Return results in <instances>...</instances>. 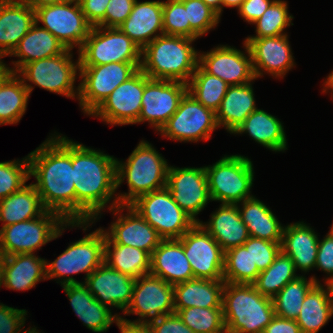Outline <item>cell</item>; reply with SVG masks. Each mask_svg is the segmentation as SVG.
I'll list each match as a JSON object with an SVG mask.
<instances>
[{"mask_svg":"<svg viewBox=\"0 0 333 333\" xmlns=\"http://www.w3.org/2000/svg\"><path fill=\"white\" fill-rule=\"evenodd\" d=\"M178 240L183 245L194 278L223 280L225 252L199 223Z\"/></svg>","mask_w":333,"mask_h":333,"instance_id":"2e32d148","label":"cell"},{"mask_svg":"<svg viewBox=\"0 0 333 333\" xmlns=\"http://www.w3.org/2000/svg\"><path fill=\"white\" fill-rule=\"evenodd\" d=\"M326 88H330L333 91V71L329 74L327 81H325ZM333 97V96H332Z\"/></svg>","mask_w":333,"mask_h":333,"instance_id":"e7e4bbea","label":"cell"},{"mask_svg":"<svg viewBox=\"0 0 333 333\" xmlns=\"http://www.w3.org/2000/svg\"><path fill=\"white\" fill-rule=\"evenodd\" d=\"M207 6L214 10L219 16L221 15V0H202Z\"/></svg>","mask_w":333,"mask_h":333,"instance_id":"6125c7cd","label":"cell"},{"mask_svg":"<svg viewBox=\"0 0 333 333\" xmlns=\"http://www.w3.org/2000/svg\"><path fill=\"white\" fill-rule=\"evenodd\" d=\"M229 84L207 73L199 64L188 83V92L205 107L215 113L219 109Z\"/></svg>","mask_w":333,"mask_h":333,"instance_id":"60d3db41","label":"cell"},{"mask_svg":"<svg viewBox=\"0 0 333 333\" xmlns=\"http://www.w3.org/2000/svg\"><path fill=\"white\" fill-rule=\"evenodd\" d=\"M295 272L292 259L280 251L274 262L259 273L253 285L262 295L273 298L287 283L298 277Z\"/></svg>","mask_w":333,"mask_h":333,"instance_id":"b9f144b4","label":"cell"},{"mask_svg":"<svg viewBox=\"0 0 333 333\" xmlns=\"http://www.w3.org/2000/svg\"><path fill=\"white\" fill-rule=\"evenodd\" d=\"M216 113L198 102L189 92L178 109L159 131L163 136L179 141L208 140L217 128Z\"/></svg>","mask_w":333,"mask_h":333,"instance_id":"7c38bea8","label":"cell"},{"mask_svg":"<svg viewBox=\"0 0 333 333\" xmlns=\"http://www.w3.org/2000/svg\"><path fill=\"white\" fill-rule=\"evenodd\" d=\"M243 245L250 250L253 265H256L260 272L266 270L281 251V242H272L252 236H249Z\"/></svg>","mask_w":333,"mask_h":333,"instance_id":"681fc988","label":"cell"},{"mask_svg":"<svg viewBox=\"0 0 333 333\" xmlns=\"http://www.w3.org/2000/svg\"><path fill=\"white\" fill-rule=\"evenodd\" d=\"M135 281L103 262L85 279L84 284L102 305H111L125 312L132 299Z\"/></svg>","mask_w":333,"mask_h":333,"instance_id":"44dd1931","label":"cell"},{"mask_svg":"<svg viewBox=\"0 0 333 333\" xmlns=\"http://www.w3.org/2000/svg\"><path fill=\"white\" fill-rule=\"evenodd\" d=\"M3 56L0 55V87L6 81V79L13 73L12 69H9L5 66V63L1 62V58Z\"/></svg>","mask_w":333,"mask_h":333,"instance_id":"94428289","label":"cell"},{"mask_svg":"<svg viewBox=\"0 0 333 333\" xmlns=\"http://www.w3.org/2000/svg\"><path fill=\"white\" fill-rule=\"evenodd\" d=\"M149 274L162 278L173 286L194 279L183 245L178 239L162 240L154 249Z\"/></svg>","mask_w":333,"mask_h":333,"instance_id":"cb8c5ba5","label":"cell"},{"mask_svg":"<svg viewBox=\"0 0 333 333\" xmlns=\"http://www.w3.org/2000/svg\"><path fill=\"white\" fill-rule=\"evenodd\" d=\"M248 57L230 46H219L199 56V65L209 74L221 78L229 85L247 84L256 79L249 48Z\"/></svg>","mask_w":333,"mask_h":333,"instance_id":"ffe728a7","label":"cell"},{"mask_svg":"<svg viewBox=\"0 0 333 333\" xmlns=\"http://www.w3.org/2000/svg\"><path fill=\"white\" fill-rule=\"evenodd\" d=\"M328 284H329V286H330L331 295H332V301H333V280L330 281Z\"/></svg>","mask_w":333,"mask_h":333,"instance_id":"003e7915","label":"cell"},{"mask_svg":"<svg viewBox=\"0 0 333 333\" xmlns=\"http://www.w3.org/2000/svg\"><path fill=\"white\" fill-rule=\"evenodd\" d=\"M318 243L314 230L297 222L284 227L281 251L292 259L296 270L307 272L315 267Z\"/></svg>","mask_w":333,"mask_h":333,"instance_id":"f546056e","label":"cell"},{"mask_svg":"<svg viewBox=\"0 0 333 333\" xmlns=\"http://www.w3.org/2000/svg\"><path fill=\"white\" fill-rule=\"evenodd\" d=\"M260 271L253 265L250 250L244 245L225 252L223 280L233 284H253Z\"/></svg>","mask_w":333,"mask_h":333,"instance_id":"7bdbcfd3","label":"cell"},{"mask_svg":"<svg viewBox=\"0 0 333 333\" xmlns=\"http://www.w3.org/2000/svg\"><path fill=\"white\" fill-rule=\"evenodd\" d=\"M315 267L330 274L331 277L326 283L333 280V233L331 231L318 243Z\"/></svg>","mask_w":333,"mask_h":333,"instance_id":"db71d44e","label":"cell"},{"mask_svg":"<svg viewBox=\"0 0 333 333\" xmlns=\"http://www.w3.org/2000/svg\"><path fill=\"white\" fill-rule=\"evenodd\" d=\"M224 280L194 278L173 286L175 313L184 308H222Z\"/></svg>","mask_w":333,"mask_h":333,"instance_id":"4dcf8cb0","label":"cell"},{"mask_svg":"<svg viewBox=\"0 0 333 333\" xmlns=\"http://www.w3.org/2000/svg\"><path fill=\"white\" fill-rule=\"evenodd\" d=\"M146 324L153 333H195L182 322L175 312L149 320Z\"/></svg>","mask_w":333,"mask_h":333,"instance_id":"816d5d0a","label":"cell"},{"mask_svg":"<svg viewBox=\"0 0 333 333\" xmlns=\"http://www.w3.org/2000/svg\"><path fill=\"white\" fill-rule=\"evenodd\" d=\"M142 50L156 37L163 34V2L135 1L129 17L118 27ZM160 31L161 34H155ZM154 37L151 38V36Z\"/></svg>","mask_w":333,"mask_h":333,"instance_id":"4316f807","label":"cell"},{"mask_svg":"<svg viewBox=\"0 0 333 333\" xmlns=\"http://www.w3.org/2000/svg\"><path fill=\"white\" fill-rule=\"evenodd\" d=\"M316 283L320 282L317 281L315 277H311V279L307 281L304 276H298L296 279L287 283L272 298L275 316L296 320L300 314L305 296Z\"/></svg>","mask_w":333,"mask_h":333,"instance_id":"ab89813d","label":"cell"},{"mask_svg":"<svg viewBox=\"0 0 333 333\" xmlns=\"http://www.w3.org/2000/svg\"><path fill=\"white\" fill-rule=\"evenodd\" d=\"M176 313L195 333H226L222 308L190 307Z\"/></svg>","mask_w":333,"mask_h":333,"instance_id":"ee69618b","label":"cell"},{"mask_svg":"<svg viewBox=\"0 0 333 333\" xmlns=\"http://www.w3.org/2000/svg\"><path fill=\"white\" fill-rule=\"evenodd\" d=\"M287 3L275 0L262 16L254 22L256 24V36L247 39H260L263 37H275L285 35L282 31L290 26L292 16L288 13Z\"/></svg>","mask_w":333,"mask_h":333,"instance_id":"f6af8a7d","label":"cell"},{"mask_svg":"<svg viewBox=\"0 0 333 333\" xmlns=\"http://www.w3.org/2000/svg\"><path fill=\"white\" fill-rule=\"evenodd\" d=\"M194 40L182 36L156 37L142 49L140 69L150 79L188 84L199 63V54L190 45Z\"/></svg>","mask_w":333,"mask_h":333,"instance_id":"277c9868","label":"cell"},{"mask_svg":"<svg viewBox=\"0 0 333 333\" xmlns=\"http://www.w3.org/2000/svg\"><path fill=\"white\" fill-rule=\"evenodd\" d=\"M142 50L118 27L93 26L79 49L80 66L141 63Z\"/></svg>","mask_w":333,"mask_h":333,"instance_id":"ba28073f","label":"cell"},{"mask_svg":"<svg viewBox=\"0 0 333 333\" xmlns=\"http://www.w3.org/2000/svg\"><path fill=\"white\" fill-rule=\"evenodd\" d=\"M136 0H109L105 17L96 25L119 27L128 17Z\"/></svg>","mask_w":333,"mask_h":333,"instance_id":"f907efd6","label":"cell"},{"mask_svg":"<svg viewBox=\"0 0 333 333\" xmlns=\"http://www.w3.org/2000/svg\"><path fill=\"white\" fill-rule=\"evenodd\" d=\"M35 23V10L22 0H0V55L12 53Z\"/></svg>","mask_w":333,"mask_h":333,"instance_id":"d4e9b609","label":"cell"},{"mask_svg":"<svg viewBox=\"0 0 333 333\" xmlns=\"http://www.w3.org/2000/svg\"><path fill=\"white\" fill-rule=\"evenodd\" d=\"M116 160L72 141L76 222L96 219L114 195L117 189Z\"/></svg>","mask_w":333,"mask_h":333,"instance_id":"7a4b0ae2","label":"cell"},{"mask_svg":"<svg viewBox=\"0 0 333 333\" xmlns=\"http://www.w3.org/2000/svg\"><path fill=\"white\" fill-rule=\"evenodd\" d=\"M87 224L89 223L66 222L58 213L46 210L37 218L2 227L0 229V256L33 254L36 249L60 236L64 229L63 225L65 227L67 225L84 227Z\"/></svg>","mask_w":333,"mask_h":333,"instance_id":"8992f818","label":"cell"},{"mask_svg":"<svg viewBox=\"0 0 333 333\" xmlns=\"http://www.w3.org/2000/svg\"><path fill=\"white\" fill-rule=\"evenodd\" d=\"M169 166L167 161L152 147L141 141L125 163L116 160L117 188L127 179L129 193L118 196L110 210L119 213V209L130 205L139 196L166 187Z\"/></svg>","mask_w":333,"mask_h":333,"instance_id":"3957f363","label":"cell"},{"mask_svg":"<svg viewBox=\"0 0 333 333\" xmlns=\"http://www.w3.org/2000/svg\"><path fill=\"white\" fill-rule=\"evenodd\" d=\"M29 178L28 156L21 162H0V200L19 191Z\"/></svg>","mask_w":333,"mask_h":333,"instance_id":"7dc6e473","label":"cell"},{"mask_svg":"<svg viewBox=\"0 0 333 333\" xmlns=\"http://www.w3.org/2000/svg\"><path fill=\"white\" fill-rule=\"evenodd\" d=\"M128 214L120 216L111 224V232L105 234L115 243L129 245L146 251L150 256L163 240L157 231L146 222L130 205H126ZM110 232V233H109Z\"/></svg>","mask_w":333,"mask_h":333,"instance_id":"484cf974","label":"cell"},{"mask_svg":"<svg viewBox=\"0 0 333 333\" xmlns=\"http://www.w3.org/2000/svg\"><path fill=\"white\" fill-rule=\"evenodd\" d=\"M239 208L242 221L247 226L249 236L281 242L284 227L281 226L272 211L255 197L242 201Z\"/></svg>","mask_w":333,"mask_h":333,"instance_id":"d590c367","label":"cell"},{"mask_svg":"<svg viewBox=\"0 0 333 333\" xmlns=\"http://www.w3.org/2000/svg\"><path fill=\"white\" fill-rule=\"evenodd\" d=\"M35 22H42L44 29L53 34L67 49L71 50L77 45L78 49L82 47L93 27L86 20L78 0H70L36 9Z\"/></svg>","mask_w":333,"mask_h":333,"instance_id":"8fae6325","label":"cell"},{"mask_svg":"<svg viewBox=\"0 0 333 333\" xmlns=\"http://www.w3.org/2000/svg\"><path fill=\"white\" fill-rule=\"evenodd\" d=\"M287 38L285 34L245 40L251 54L256 78L262 76L264 70L271 75L281 77L294 66ZM261 69H263L262 72Z\"/></svg>","mask_w":333,"mask_h":333,"instance_id":"603a6c76","label":"cell"},{"mask_svg":"<svg viewBox=\"0 0 333 333\" xmlns=\"http://www.w3.org/2000/svg\"><path fill=\"white\" fill-rule=\"evenodd\" d=\"M46 211L33 184L24 185L19 191L0 200V221L3 227L34 219Z\"/></svg>","mask_w":333,"mask_h":333,"instance_id":"8d00e7d4","label":"cell"},{"mask_svg":"<svg viewBox=\"0 0 333 333\" xmlns=\"http://www.w3.org/2000/svg\"><path fill=\"white\" fill-rule=\"evenodd\" d=\"M70 51L67 49L60 55L29 62L18 71V76L22 74L23 80L27 79L40 88L73 98L76 94L74 81L80 64L79 58L77 64L73 63Z\"/></svg>","mask_w":333,"mask_h":333,"instance_id":"4fadbf2b","label":"cell"},{"mask_svg":"<svg viewBox=\"0 0 333 333\" xmlns=\"http://www.w3.org/2000/svg\"><path fill=\"white\" fill-rule=\"evenodd\" d=\"M0 287H1V270H0Z\"/></svg>","mask_w":333,"mask_h":333,"instance_id":"a7ac6f4b","label":"cell"},{"mask_svg":"<svg viewBox=\"0 0 333 333\" xmlns=\"http://www.w3.org/2000/svg\"><path fill=\"white\" fill-rule=\"evenodd\" d=\"M190 28L200 37L219 23L220 16L202 0H181Z\"/></svg>","mask_w":333,"mask_h":333,"instance_id":"c3c4849f","label":"cell"},{"mask_svg":"<svg viewBox=\"0 0 333 333\" xmlns=\"http://www.w3.org/2000/svg\"><path fill=\"white\" fill-rule=\"evenodd\" d=\"M105 232L99 228L72 243L53 262H46V277L86 272V278L104 262Z\"/></svg>","mask_w":333,"mask_h":333,"instance_id":"9a60e30c","label":"cell"},{"mask_svg":"<svg viewBox=\"0 0 333 333\" xmlns=\"http://www.w3.org/2000/svg\"><path fill=\"white\" fill-rule=\"evenodd\" d=\"M333 315V301L330 286L324 290L316 283L305 296L296 323L302 333H317Z\"/></svg>","mask_w":333,"mask_h":333,"instance_id":"e575fe53","label":"cell"},{"mask_svg":"<svg viewBox=\"0 0 333 333\" xmlns=\"http://www.w3.org/2000/svg\"><path fill=\"white\" fill-rule=\"evenodd\" d=\"M22 1L26 2L34 10H36V9L41 8L43 6L65 3V2H68L70 0H22Z\"/></svg>","mask_w":333,"mask_h":333,"instance_id":"91938a15","label":"cell"},{"mask_svg":"<svg viewBox=\"0 0 333 333\" xmlns=\"http://www.w3.org/2000/svg\"><path fill=\"white\" fill-rule=\"evenodd\" d=\"M243 132L249 133L252 139L272 151L287 149L282 123L264 110H254L233 133L242 134Z\"/></svg>","mask_w":333,"mask_h":333,"instance_id":"836d02e7","label":"cell"},{"mask_svg":"<svg viewBox=\"0 0 333 333\" xmlns=\"http://www.w3.org/2000/svg\"><path fill=\"white\" fill-rule=\"evenodd\" d=\"M144 87L145 73L139 68L118 85L91 115H96L112 125L136 123L141 111Z\"/></svg>","mask_w":333,"mask_h":333,"instance_id":"ac0fdd59","label":"cell"},{"mask_svg":"<svg viewBox=\"0 0 333 333\" xmlns=\"http://www.w3.org/2000/svg\"><path fill=\"white\" fill-rule=\"evenodd\" d=\"M86 20L96 26L104 17L109 0H78Z\"/></svg>","mask_w":333,"mask_h":333,"instance_id":"11a10c76","label":"cell"},{"mask_svg":"<svg viewBox=\"0 0 333 333\" xmlns=\"http://www.w3.org/2000/svg\"><path fill=\"white\" fill-rule=\"evenodd\" d=\"M243 1L244 0H221V11H223V6L237 7L239 9Z\"/></svg>","mask_w":333,"mask_h":333,"instance_id":"be15d7a7","label":"cell"},{"mask_svg":"<svg viewBox=\"0 0 333 333\" xmlns=\"http://www.w3.org/2000/svg\"><path fill=\"white\" fill-rule=\"evenodd\" d=\"M26 310L0 304V333H20L24 326Z\"/></svg>","mask_w":333,"mask_h":333,"instance_id":"f5cc1de1","label":"cell"},{"mask_svg":"<svg viewBox=\"0 0 333 333\" xmlns=\"http://www.w3.org/2000/svg\"><path fill=\"white\" fill-rule=\"evenodd\" d=\"M16 74L18 73L13 72L0 87V125L20 121L33 90L31 85Z\"/></svg>","mask_w":333,"mask_h":333,"instance_id":"f35d334b","label":"cell"},{"mask_svg":"<svg viewBox=\"0 0 333 333\" xmlns=\"http://www.w3.org/2000/svg\"><path fill=\"white\" fill-rule=\"evenodd\" d=\"M222 311L226 333H263L275 316L272 298L253 284L225 282Z\"/></svg>","mask_w":333,"mask_h":333,"instance_id":"5b68a950","label":"cell"},{"mask_svg":"<svg viewBox=\"0 0 333 333\" xmlns=\"http://www.w3.org/2000/svg\"><path fill=\"white\" fill-rule=\"evenodd\" d=\"M263 333H302L295 320L274 316Z\"/></svg>","mask_w":333,"mask_h":333,"instance_id":"6f0895ef","label":"cell"},{"mask_svg":"<svg viewBox=\"0 0 333 333\" xmlns=\"http://www.w3.org/2000/svg\"><path fill=\"white\" fill-rule=\"evenodd\" d=\"M46 260L33 254L0 256L1 285L12 290H29L46 277Z\"/></svg>","mask_w":333,"mask_h":333,"instance_id":"83f0119b","label":"cell"},{"mask_svg":"<svg viewBox=\"0 0 333 333\" xmlns=\"http://www.w3.org/2000/svg\"><path fill=\"white\" fill-rule=\"evenodd\" d=\"M33 24L27 34L20 40L10 56L14 55L21 59L15 61L13 72L17 73L25 64L60 55L67 48L48 30Z\"/></svg>","mask_w":333,"mask_h":333,"instance_id":"1f68e13d","label":"cell"},{"mask_svg":"<svg viewBox=\"0 0 333 333\" xmlns=\"http://www.w3.org/2000/svg\"><path fill=\"white\" fill-rule=\"evenodd\" d=\"M29 176L47 211L66 222H76V191L73 181L72 141L54 136L28 155Z\"/></svg>","mask_w":333,"mask_h":333,"instance_id":"6da1fadb","label":"cell"},{"mask_svg":"<svg viewBox=\"0 0 333 333\" xmlns=\"http://www.w3.org/2000/svg\"><path fill=\"white\" fill-rule=\"evenodd\" d=\"M23 333H38V331H36V328H32L29 330H25Z\"/></svg>","mask_w":333,"mask_h":333,"instance_id":"03108f58","label":"cell"},{"mask_svg":"<svg viewBox=\"0 0 333 333\" xmlns=\"http://www.w3.org/2000/svg\"><path fill=\"white\" fill-rule=\"evenodd\" d=\"M117 326L121 333H153L147 324H130L120 321Z\"/></svg>","mask_w":333,"mask_h":333,"instance_id":"680465c9","label":"cell"},{"mask_svg":"<svg viewBox=\"0 0 333 333\" xmlns=\"http://www.w3.org/2000/svg\"><path fill=\"white\" fill-rule=\"evenodd\" d=\"M64 278L60 283L73 311L88 329L97 333L104 332L114 321L116 324L120 322V316L112 315L110 308L97 301L86 285L73 277L65 276Z\"/></svg>","mask_w":333,"mask_h":333,"instance_id":"7402d4cb","label":"cell"},{"mask_svg":"<svg viewBox=\"0 0 333 333\" xmlns=\"http://www.w3.org/2000/svg\"><path fill=\"white\" fill-rule=\"evenodd\" d=\"M141 63H108L98 66H80L83 79L77 88L80 107L91 115L113 92V90L130 78Z\"/></svg>","mask_w":333,"mask_h":333,"instance_id":"30bf717a","label":"cell"},{"mask_svg":"<svg viewBox=\"0 0 333 333\" xmlns=\"http://www.w3.org/2000/svg\"><path fill=\"white\" fill-rule=\"evenodd\" d=\"M198 223L217 241L224 252L243 245L249 238L237 204H221L211 215L207 225L201 221Z\"/></svg>","mask_w":333,"mask_h":333,"instance_id":"f1b7e54d","label":"cell"},{"mask_svg":"<svg viewBox=\"0 0 333 333\" xmlns=\"http://www.w3.org/2000/svg\"><path fill=\"white\" fill-rule=\"evenodd\" d=\"M166 188L180 208L198 223L199 220L195 216L211 200L205 167L169 166Z\"/></svg>","mask_w":333,"mask_h":333,"instance_id":"d6986e66","label":"cell"},{"mask_svg":"<svg viewBox=\"0 0 333 333\" xmlns=\"http://www.w3.org/2000/svg\"><path fill=\"white\" fill-rule=\"evenodd\" d=\"M141 280V281H140ZM174 289L162 278L151 274L140 276L136 279L130 305L125 314H136L143 319L129 321L120 317V321L130 324H146V317L150 320L174 313ZM145 319V320H144Z\"/></svg>","mask_w":333,"mask_h":333,"instance_id":"5bb4252c","label":"cell"},{"mask_svg":"<svg viewBox=\"0 0 333 333\" xmlns=\"http://www.w3.org/2000/svg\"><path fill=\"white\" fill-rule=\"evenodd\" d=\"M274 1L275 0H244L238 11L247 22L254 23Z\"/></svg>","mask_w":333,"mask_h":333,"instance_id":"9f6ffc18","label":"cell"},{"mask_svg":"<svg viewBox=\"0 0 333 333\" xmlns=\"http://www.w3.org/2000/svg\"><path fill=\"white\" fill-rule=\"evenodd\" d=\"M130 206L163 240L180 239L196 223L173 200L166 187L139 196Z\"/></svg>","mask_w":333,"mask_h":333,"instance_id":"9c48e42d","label":"cell"},{"mask_svg":"<svg viewBox=\"0 0 333 333\" xmlns=\"http://www.w3.org/2000/svg\"><path fill=\"white\" fill-rule=\"evenodd\" d=\"M150 259L151 256L146 251L129 245L115 244L105 234L104 262L114 270L137 279L149 274Z\"/></svg>","mask_w":333,"mask_h":333,"instance_id":"74e56055","label":"cell"},{"mask_svg":"<svg viewBox=\"0 0 333 333\" xmlns=\"http://www.w3.org/2000/svg\"><path fill=\"white\" fill-rule=\"evenodd\" d=\"M250 83L229 85L221 105L216 111L218 127L223 125L227 131L233 133L257 109Z\"/></svg>","mask_w":333,"mask_h":333,"instance_id":"d6a6232c","label":"cell"},{"mask_svg":"<svg viewBox=\"0 0 333 333\" xmlns=\"http://www.w3.org/2000/svg\"><path fill=\"white\" fill-rule=\"evenodd\" d=\"M188 92V84L179 81L150 79L145 74L141 111L136 123L150 122L158 131L178 109Z\"/></svg>","mask_w":333,"mask_h":333,"instance_id":"e0dca14e","label":"cell"},{"mask_svg":"<svg viewBox=\"0 0 333 333\" xmlns=\"http://www.w3.org/2000/svg\"><path fill=\"white\" fill-rule=\"evenodd\" d=\"M163 34L197 39L199 36L190 28L187 10L181 0L163 2Z\"/></svg>","mask_w":333,"mask_h":333,"instance_id":"bcb514c9","label":"cell"},{"mask_svg":"<svg viewBox=\"0 0 333 333\" xmlns=\"http://www.w3.org/2000/svg\"><path fill=\"white\" fill-rule=\"evenodd\" d=\"M212 201L237 204L250 195L253 184V164L241 155L224 156L213 166H205Z\"/></svg>","mask_w":333,"mask_h":333,"instance_id":"52a82bcc","label":"cell"}]
</instances>
